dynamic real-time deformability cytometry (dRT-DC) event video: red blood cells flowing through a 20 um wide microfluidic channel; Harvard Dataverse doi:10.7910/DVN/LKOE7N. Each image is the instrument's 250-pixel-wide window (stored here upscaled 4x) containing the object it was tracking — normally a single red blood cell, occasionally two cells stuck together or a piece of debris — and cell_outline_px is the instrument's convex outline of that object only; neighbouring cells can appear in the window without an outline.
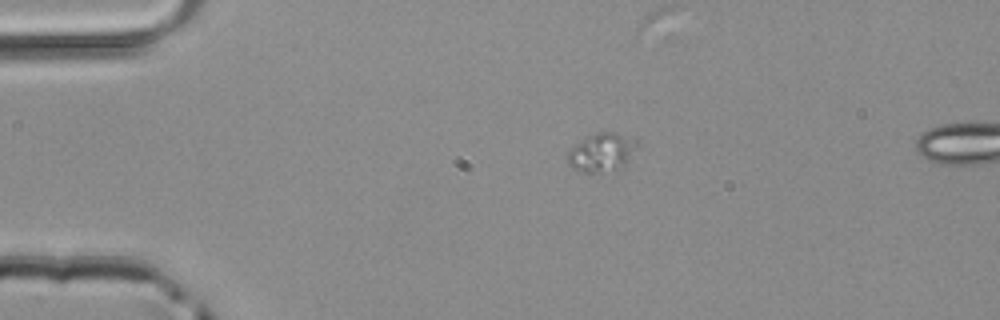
{"species": "common noctule bat (a hibernating species)", "species_latin": "Nyctalus noctula", "temperature_condition": "room temperature", "stored_images_in_passage": 41, "camera_frame_rate_fps": 3000, "um_per_image_px": 0.085, "animal": {"sex": "male", "body_mass_g": 20.4}, "frame": {"image": 1, "passage_image": 1, "time_ms": 0.0, "image_size_px": [1000, 320], "cell_outline_px": [[640, 144], [628, 160], [624, 164], [616, 168], [600, 172], [580, 172], [572, 168], [568, 160], [568, 152], [572, 148], [588, 136], [600, 132], [612, 132], [640, 140]], "centroid_in_image_um": [51.18, 12.94], "position_along_channel_um": 33.8, "area_um2": 15.2}}
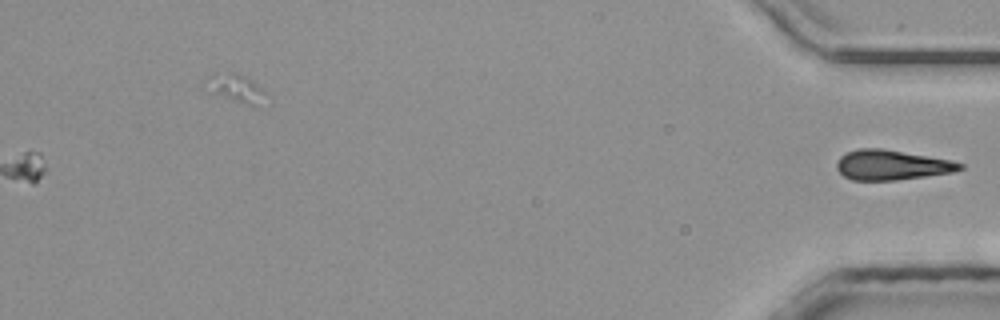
{"frame": {"image": 2, "passage_image": 41, "time_ms": 13.333, "image_size_px": [1000, 320], "cell_outline_px": [[964, 168], [952, 172], [896, 180], [852, 180], [844, 176], [836, 168], [836, 164], [840, 156], [856, 148], [880, 148], [952, 160], [964, 164]], "centroid_in_image_um": [75.78, 14.02], "position_along_channel_um": 359.4, "area_um2": 21.39}}